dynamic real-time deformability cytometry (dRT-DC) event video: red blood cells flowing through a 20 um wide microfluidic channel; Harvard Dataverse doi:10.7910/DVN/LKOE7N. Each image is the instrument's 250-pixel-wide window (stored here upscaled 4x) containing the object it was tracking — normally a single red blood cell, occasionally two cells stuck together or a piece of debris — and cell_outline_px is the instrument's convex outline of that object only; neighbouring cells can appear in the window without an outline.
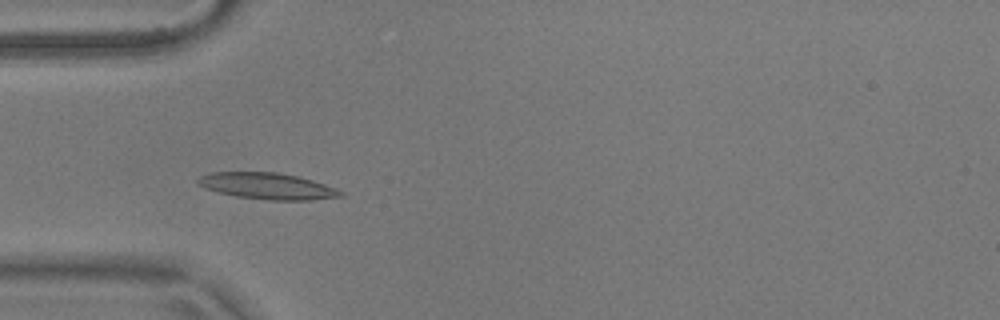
{"species": "common noctule bat (a hibernating species)", "species_latin": "Nyctalus noctula", "temperature_condition": "warm", "stored_images_in_passage": 53, "camera_frame_rate_fps": 3000, "um_per_image_px": 0.085, "animal": {"sex": "male", "body_mass_g": 17.9}, "frame": {"image": 1, "passage_image": 15, "time_ms": 4.667, "image_size_px": [1000, 320], "cell_outline_px": [[344, 196], [312, 200], [268, 200], [236, 196], [216, 192], [204, 188], [196, 184], [196, 180], [200, 176], [212, 172], [276, 172], [296, 176], [312, 180], [336, 188], [344, 192]], "centroid_in_image_um": [22.7, 15.82], "position_along_channel_um": 62.3, "area_um2": 22.02}}
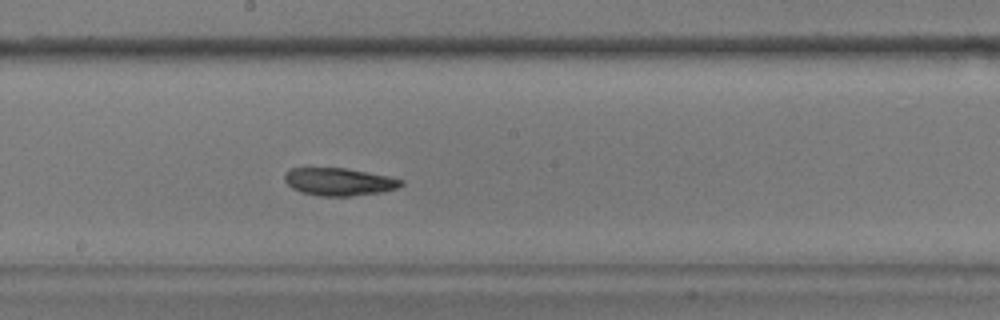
{"frame": {"image": 2, "passage_image": 28, "time_ms": 9.0, "image_size_px": [1000, 320], "cell_outline_px": [[404, 184], [396, 188], [384, 192], [352, 196], [316, 196], [300, 192], [292, 188], [284, 180], [284, 172], [292, 168], [348, 168], [388, 176], [404, 180]], "centroid_in_image_um": [28.82, 15.45], "position_along_channel_um": 219.4, "area_um2": 19.02}}
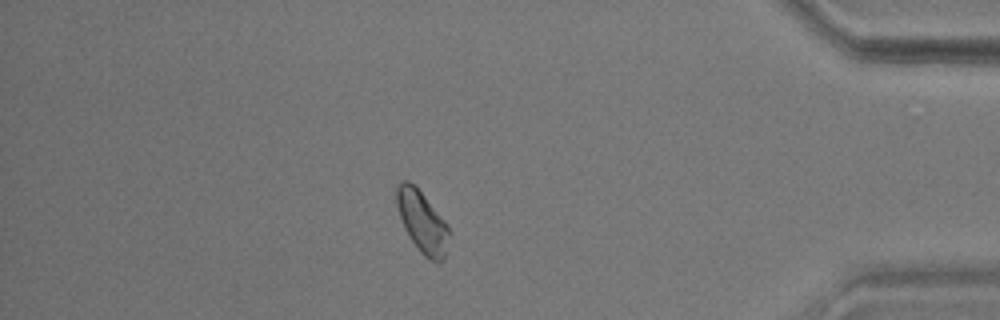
{"frame": {"image": 3, "passage_image": 46, "time_ms": 15.0, "image_size_px": [1000, 320], "cell_outline_px": [[452, 236], [444, 260], [440, 264], [428, 260], [420, 252], [404, 228], [396, 204], [396, 184], [400, 180], [408, 180], [416, 184], [448, 224]], "centroid_in_image_um": [35.93, 18.86], "position_along_channel_um": 399.3, "area_um2": 19.65}, "authors_computed_cell_mechanics": {"area_um2": 19.363, "velocity_mm_per_s": 3.642, "shape_relaxation_time_tau1_ms": null, "shape_relaxation_time_tau2_ms": 8.1189, "deformation_change_tau1": null, "deformation_change_tau2": 0.1234}}